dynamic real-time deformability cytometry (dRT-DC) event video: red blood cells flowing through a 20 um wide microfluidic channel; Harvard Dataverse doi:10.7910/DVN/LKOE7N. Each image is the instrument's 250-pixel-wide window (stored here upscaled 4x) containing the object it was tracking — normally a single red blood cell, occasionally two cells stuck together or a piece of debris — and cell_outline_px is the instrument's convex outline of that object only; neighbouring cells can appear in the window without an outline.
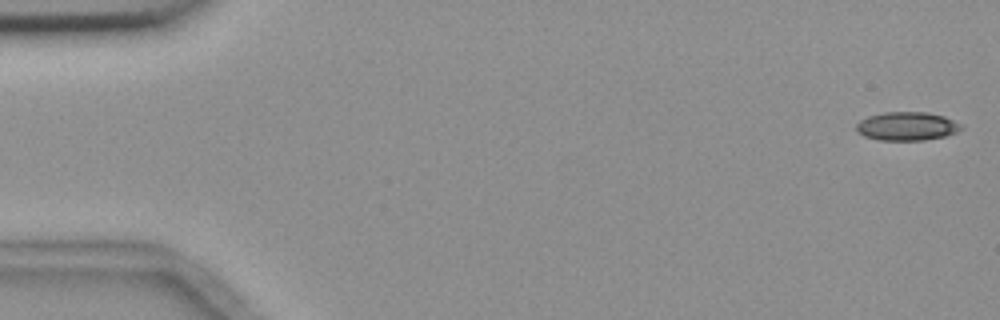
{"species": "common noctule bat (a hibernating species)", "species_latin": "Nyctalus noctula", "temperature_condition": "room temperature", "stored_images_in_passage": 4, "camera_frame_rate_fps": 3000, "um_per_image_px": 0.085, "animal": {"sex": "female", "body_mass_g": 18.4}, "frame": {"image": 1, "passage_image": 1, "time_ms": 0.0, "image_size_px": [1000, 320], "cell_outline_px": [[964, 128], [956, 132], [944, 136], [924, 140], [880, 140], [864, 136], [856, 132], [856, 124], [860, 120], [868, 116], [884, 112], [928, 112], [944, 116], [960, 124]], "centroid_in_image_um": [77.06, 10.72], "position_along_channel_um": 7.9, "area_um2": 17.46}}
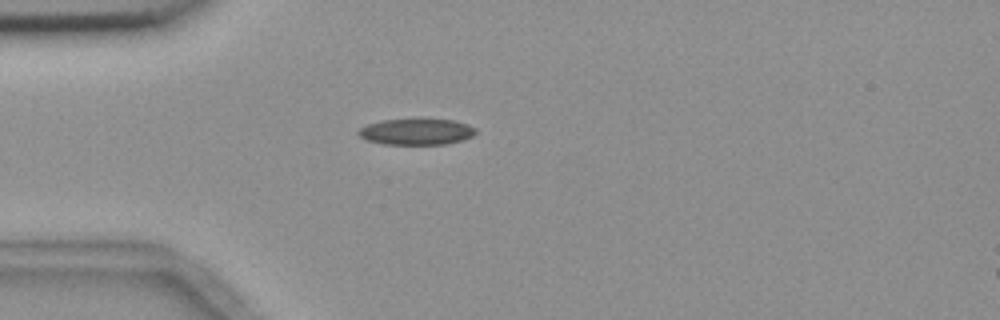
{"frame": {"image": 2, "passage_image": 4, "time_ms": 4.667, "image_size_px": [1000, 320], "cell_outline_px": [[476, 132], [472, 136], [464, 140], [444, 144], [384, 144], [368, 140], [360, 136], [356, 132], [360, 128], [368, 124], [380, 120], [456, 120], [468, 124], [476, 128]], "centroid_in_image_um": [35.42, 11.2], "position_along_channel_um": 49.6, "area_um2": 17.69}}